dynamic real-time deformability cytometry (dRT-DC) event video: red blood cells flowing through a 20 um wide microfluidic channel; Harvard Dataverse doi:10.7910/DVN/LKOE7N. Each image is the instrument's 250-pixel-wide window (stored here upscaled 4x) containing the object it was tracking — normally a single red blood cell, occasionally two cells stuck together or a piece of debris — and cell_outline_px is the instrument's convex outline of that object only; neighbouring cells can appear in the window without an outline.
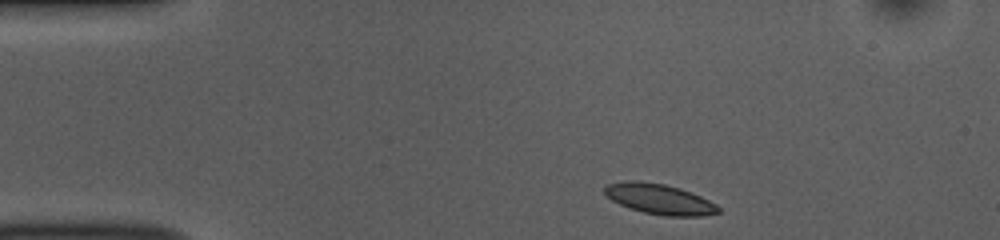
{"species": "common noctule bat (a hibernating species)", "species_latin": "Nyctalus noctula", "temperature_condition": "room temperature", "stored_images_in_passage": 45, "camera_frame_rate_fps": 3000, "um_per_image_px": 0.085, "animal": {"sex": "female", "body_mass_g": 10.0, "forearm_length_mm": 53.1}, "frame": {"image": 1, "passage_image": 1, "time_ms": 0.0, "image_size_px": [1000, 240], "cell_outline_px": [[720, 212], [704, 216], [664, 216], [644, 212], [620, 204], [612, 200], [604, 192], [604, 188], [608, 184], [624, 180], [636, 180], [664, 184], [680, 188], [700, 196], [716, 204], [720, 208]], "centroid_in_image_um": [56.07, 16.92], "position_along_channel_um": 28.9, "area_um2": 20.0}}
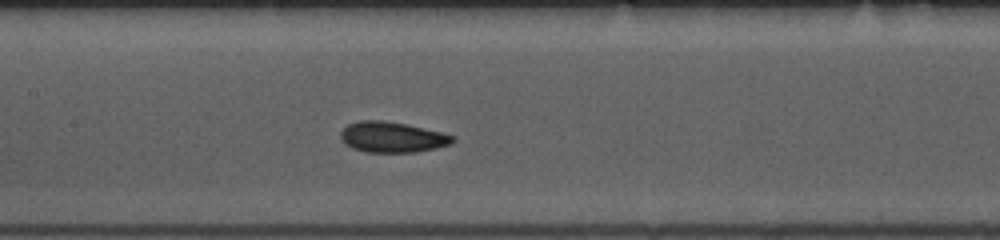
{"frame": {"image": 2, "passage_image": 17, "time_ms": 5.333, "image_size_px": [1000, 240], "cell_outline_px": [[456, 140], [452, 144], [436, 148], [416, 152], [368, 152], [352, 148], [344, 144], [340, 140], [340, 132], [348, 124], [360, 120], [384, 120], [408, 124], [440, 132], [452, 136]], "centroid_in_image_um": [33.31, 11.65], "position_along_channel_um": 174.1, "area_um2": 20.11}}
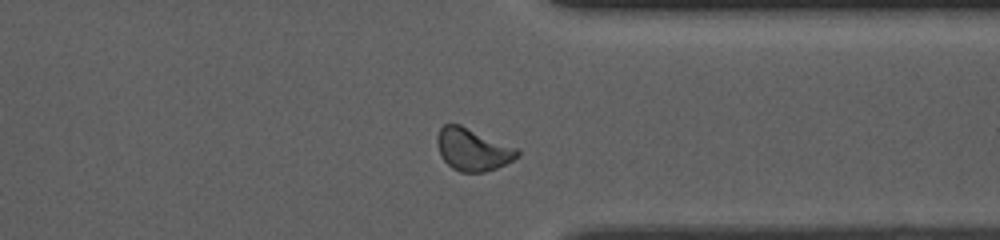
{"frame": {"image": 3, "passage_image": 33, "time_ms": 10.667, "image_size_px": [1000, 240], "cell_outline_px": [[520, 156], [496, 168], [484, 172], [460, 172], [452, 168], [440, 156], [436, 140], [436, 136], [440, 128], [444, 124], [460, 124], [520, 148]], "centroid_in_image_um": [40.2, 12.69], "position_along_channel_um": 371.2, "area_um2": 20.06}, "authors_computed_cell_mechanics": {"area_um2": 19.5942, "velocity_mm_per_s": 3.7396, "shape_relaxation_time_tau1_ms": 2.9551, "shape_relaxation_time_tau2_ms": 2.3455, "deformation_change_tau1": 0.087, "deformation_change_tau2": 0.0793}}